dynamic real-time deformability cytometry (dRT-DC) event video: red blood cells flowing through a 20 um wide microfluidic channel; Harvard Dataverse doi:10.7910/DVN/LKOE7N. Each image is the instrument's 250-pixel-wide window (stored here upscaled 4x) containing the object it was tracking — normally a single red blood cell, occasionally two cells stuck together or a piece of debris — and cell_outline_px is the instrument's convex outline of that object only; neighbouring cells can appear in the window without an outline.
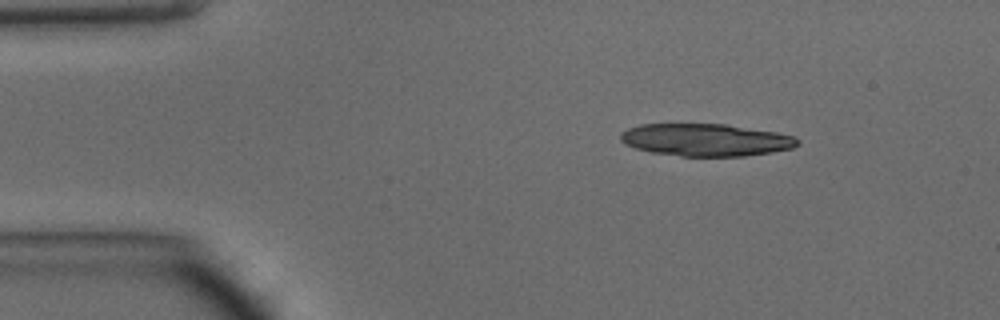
{"species": "common noctule bat (a hibernating species)", "species_latin": "Nyctalus noctula", "temperature_condition": "warm", "stored_images_in_passage": 40, "camera_frame_rate_fps": 3000, "um_per_image_px": 0.085, "animal": {"sex": "male", "body_mass_g": 15.6}, "frame": {"image": 1, "passage_image": 1, "time_ms": 0.0, "image_size_px": [1000, 320], "cell_outline_px": [[800, 144], [792, 148], [772, 152], [744, 156], [680, 156], [652, 152], [636, 148], [624, 144], [620, 140], [620, 132], [628, 128], [640, 124], [728, 124], [776, 132], [796, 136], [800, 140]], "centroid_in_image_um": [60.01, 11.88], "position_along_channel_um": 25.0, "area_um2": 33.64}, "authors_computed_cell_mechanics": {"area_um2": 20.1722, "velocity_mm_per_s": 4.2515, "shape_relaxation_time_tau1_ms": 5.7756, "shape_relaxation_time_tau2_ms": 10.8331, "deformation_change_tau1": 0.1894, "deformation_change_tau2": 0.2824}}